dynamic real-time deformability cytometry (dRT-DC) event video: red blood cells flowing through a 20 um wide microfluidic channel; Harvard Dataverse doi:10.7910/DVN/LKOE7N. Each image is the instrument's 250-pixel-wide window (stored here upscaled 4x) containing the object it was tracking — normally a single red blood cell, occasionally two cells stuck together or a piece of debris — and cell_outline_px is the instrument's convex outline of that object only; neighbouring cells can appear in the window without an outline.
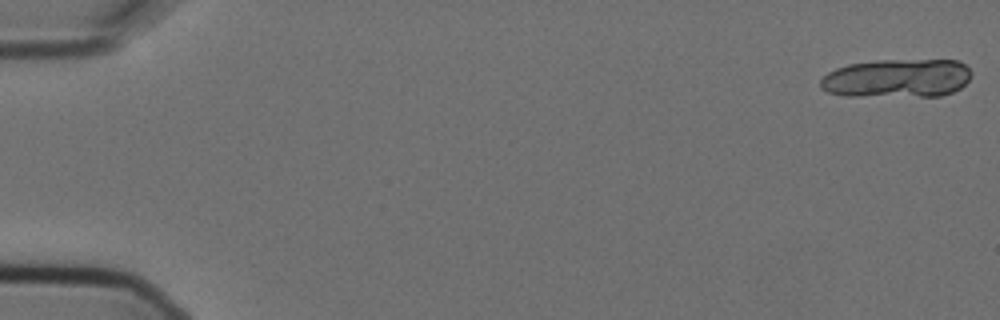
{"species": "Egyptian fruit bat (a non-hibernating species)", "species_latin": "Rousettus aegyptiacus", "temperature_condition": "cold", "stored_images_in_passage": 11, "segment_of_instrument_passage": [1, 2], "camera_frame_rate_fps": 3000, "um_per_image_px": 0.085, "animal": {"sex": "female"}, "frame": {"image": 1, "passage_image": 1, "time_ms": 0.0, "image_size_px": [1000, 320], "cell_outline_px": [[972, 72], [968, 80], [960, 88], [952, 92], [940, 96], [848, 96], [828, 92], [820, 88], [820, 80], [828, 72], [836, 68], [848, 64], [876, 60], [956, 60], [964, 64]], "centroid_in_image_um": [76.23, 6.65], "position_along_channel_um": 8.8, "area_um2": 34.1}}